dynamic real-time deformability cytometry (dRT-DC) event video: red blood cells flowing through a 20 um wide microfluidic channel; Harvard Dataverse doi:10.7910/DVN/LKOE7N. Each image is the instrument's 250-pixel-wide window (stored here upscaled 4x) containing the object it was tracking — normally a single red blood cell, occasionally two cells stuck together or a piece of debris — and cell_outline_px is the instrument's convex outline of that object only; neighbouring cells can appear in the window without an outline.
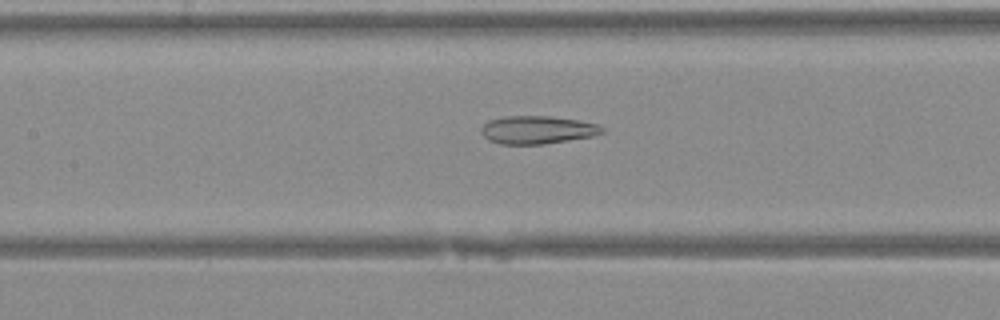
{"species": "Egyptian fruit bat (a non-hibernating species)", "species_latin": "Rousettus aegyptiacus", "temperature_condition": "warm", "stored_images_in_passage": 25, "camera_frame_rate_fps": 3000, "um_per_image_px": 0.085, "animal": {"sex": "female"}, "frame": {"image": 1, "passage_image": 11, "time_ms": 3.333, "image_size_px": [1000, 320], "cell_outline_px": [[604, 132], [592, 136], [544, 144], [500, 144], [488, 140], [480, 132], [480, 128], [488, 120], [504, 116], [548, 116], [576, 120], [596, 124], [604, 128]], "centroid_in_image_um": [45.62, 11.04], "position_along_channel_um": 161.8, "area_um2": 19.65}}
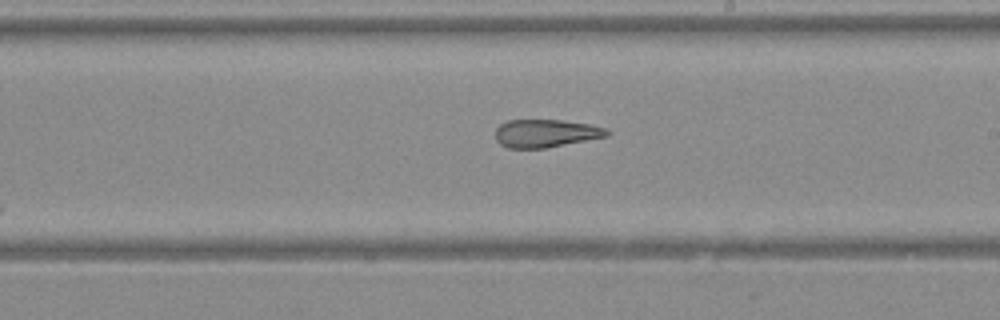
{"frame": {"image": 2, "passage_image": 16, "time_ms": 5.0, "image_size_px": [1000, 320], "cell_outline_px": [[612, 132], [608, 136], [544, 148], [508, 148], [500, 144], [496, 140], [496, 128], [500, 124], [508, 120], [560, 120], [588, 124], [608, 128]], "centroid_in_image_um": [46.4, 11.33], "position_along_channel_um": 242.6, "area_um2": 18.15}}
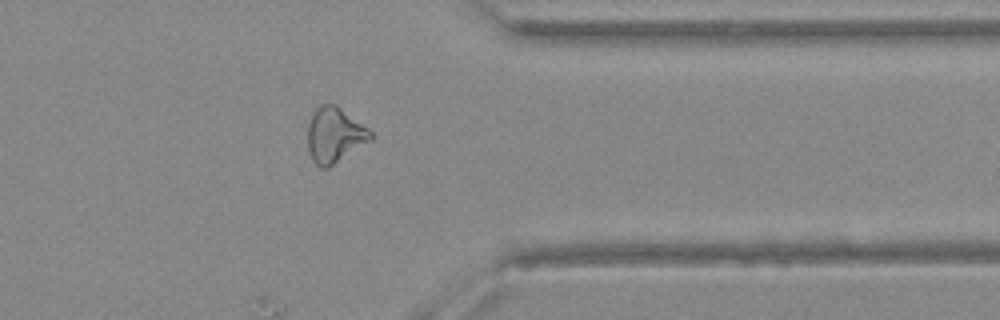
{"frame": {"image": 3, "passage_image": 25, "time_ms": 8.0, "image_size_px": [1000, 320], "cell_outline_px": [[372, 140], [328, 168], [320, 168], [312, 160], [308, 148], [308, 124], [312, 112], [320, 104], [336, 104], [368, 128], [372, 132]], "centroid_in_image_um": [28.43, 11.48], "position_along_channel_um": 383.0, "area_um2": 20.35}}